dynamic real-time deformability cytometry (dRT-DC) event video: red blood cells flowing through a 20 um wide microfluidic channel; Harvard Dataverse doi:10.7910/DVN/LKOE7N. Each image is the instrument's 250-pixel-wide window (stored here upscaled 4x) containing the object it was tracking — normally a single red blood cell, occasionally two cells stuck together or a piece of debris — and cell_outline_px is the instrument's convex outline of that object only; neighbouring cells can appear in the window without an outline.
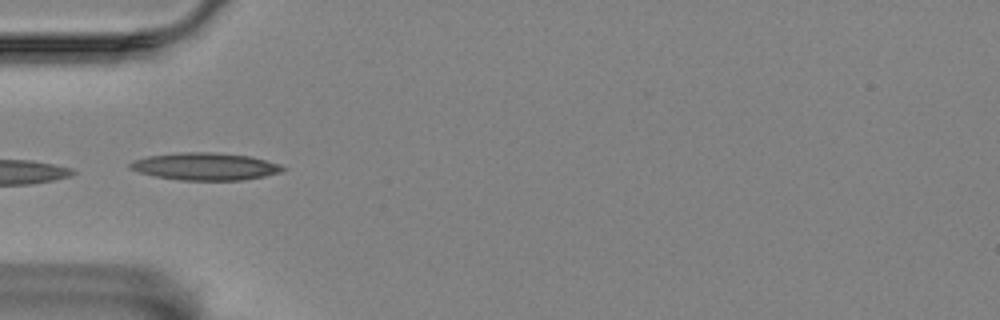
{"species": "Egyptian fruit bat (a non-hibernating species)", "species_latin": "Rousettus aegyptiacus", "temperature_condition": "room temperature", "stored_images_in_passage": 27, "camera_frame_rate_fps": 3000, "um_per_image_px": 0.085, "animal": {"sex": "female"}, "frame": {"image": 1, "passage_image": 1, "time_ms": 0.0, "image_size_px": [1000, 320], "cell_outline_px": [[288, 168], [280, 172], [264, 176], [244, 180], [180, 180], [156, 176], [140, 172], [128, 168], [128, 164], [132, 160], [148, 156], [180, 152], [212, 152], [252, 156], [280, 164]], "centroid_in_image_um": [17.45, 14.14], "position_along_channel_um": 67.5, "area_um2": 24.45}, "authors_computed_cell_mechanics": {"area_um2": 18.496, "velocity_mm_per_s": 3.489, "shape_relaxation_time_tau1_ms": null, "shape_relaxation_time_tau2_ms": 1.8213, "deformation_change_tau1": null, "deformation_change_tau2": 0.0736}}